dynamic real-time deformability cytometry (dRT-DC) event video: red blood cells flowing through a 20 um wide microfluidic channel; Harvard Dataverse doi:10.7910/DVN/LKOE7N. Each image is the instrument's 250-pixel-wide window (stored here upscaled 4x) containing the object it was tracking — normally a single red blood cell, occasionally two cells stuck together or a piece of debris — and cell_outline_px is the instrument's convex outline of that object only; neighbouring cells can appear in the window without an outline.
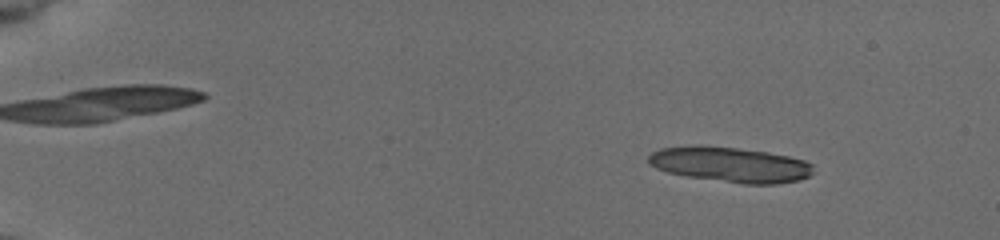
{"species": "common noctule bat (a hibernating species)", "species_latin": "Nyctalus noctula", "temperature_condition": "cold", "stored_images_in_passage": 43, "camera_frame_rate_fps": 3000, "um_per_image_px": 0.085, "animal": {"sex": "female", "body_mass_g": 19.5, "forearm_length_mm": 54.1}, "frame": {"image": 1, "passage_image": 5, "time_ms": 1.333, "image_size_px": [1000, 240], "cell_outline_px": [[812, 172], [808, 176], [800, 180], [776, 184], [744, 184], [688, 176], [668, 172], [656, 168], [648, 164], [648, 156], [652, 152], [660, 148], [696, 144], [736, 148], [764, 152], [788, 156], [804, 160], [812, 164]], "centroid_in_image_um": [62.04, 13.98], "position_along_channel_um": 23.0, "area_um2": 33.76}}
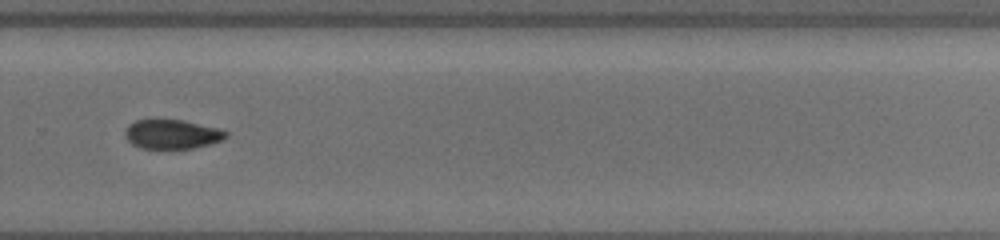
{"frame": {"image": 2, "passage_image": 31, "time_ms": 10.0, "image_size_px": [1000, 240], "cell_outline_px": [[228, 136], [220, 140], [208, 144], [192, 148], [140, 148], [132, 144], [124, 136], [124, 132], [128, 124], [136, 120], [184, 120], [220, 128], [228, 132]], "centroid_in_image_um": [14.61, 11.39], "position_along_channel_um": 315.2, "area_um2": 17.17}}
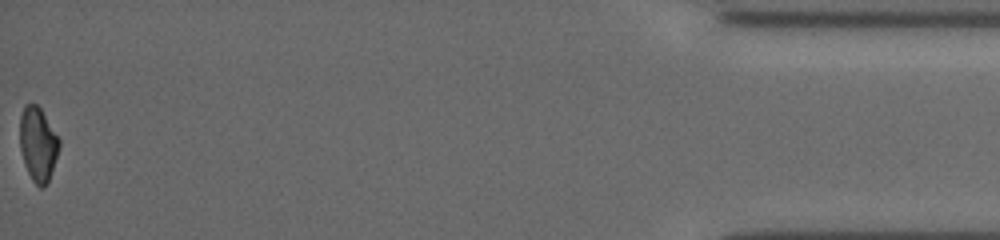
{"frame": {"image": 3, "passage_image": 43, "time_ms": 14.0, "image_size_px": [1000, 240], "cell_outline_px": [[60, 148], [48, 180], [44, 188], [40, 188], [32, 180], [24, 164], [20, 148], [20, 116], [24, 104], [36, 104], [40, 108], [60, 140]], "centroid_in_image_um": [3.22, 12.25], "position_along_channel_um": 432.0, "area_um2": 16.88}}